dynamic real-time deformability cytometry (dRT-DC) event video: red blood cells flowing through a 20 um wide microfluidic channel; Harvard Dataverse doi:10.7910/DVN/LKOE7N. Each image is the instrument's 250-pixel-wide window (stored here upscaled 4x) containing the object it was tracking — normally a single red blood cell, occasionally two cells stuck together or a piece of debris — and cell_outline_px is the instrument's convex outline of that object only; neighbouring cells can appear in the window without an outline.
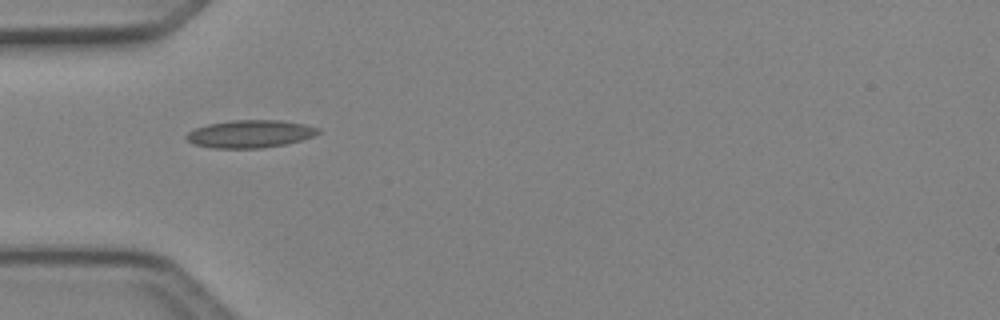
{"species": "Egyptian fruit bat (a non-hibernating species)", "species_latin": "Rousettus aegyptiacus", "temperature_condition": "cold", "stored_images_in_passage": 31, "camera_frame_rate_fps": 3000, "um_per_image_px": 0.085, "animal": {"sex": "female"}, "frame": {"image": 1, "passage_image": 1, "time_ms": 0.0, "image_size_px": [1000, 320], "cell_outline_px": [[320, 132], [312, 136], [300, 140], [284, 144], [260, 148], [212, 148], [192, 144], [184, 136], [188, 132], [196, 128], [208, 124], [232, 120], [280, 120], [304, 124], [320, 128]], "centroid_in_image_um": [21.23, 11.38], "position_along_channel_um": 63.8, "area_um2": 21.15}}
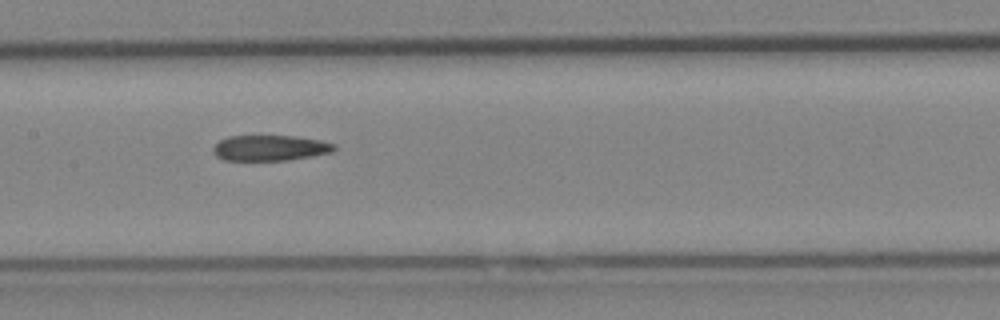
{"frame": {"image": 2, "passage_image": 10, "time_ms": 3.0, "image_size_px": [1000, 320], "cell_outline_px": [[336, 148], [332, 152], [288, 160], [224, 160], [216, 156], [212, 152], [212, 148], [220, 140], [228, 136], [296, 136], [320, 140], [336, 144]], "centroid_in_image_um": [22.94, 12.57], "position_along_channel_um": 184.5, "area_um2": 18.03}}
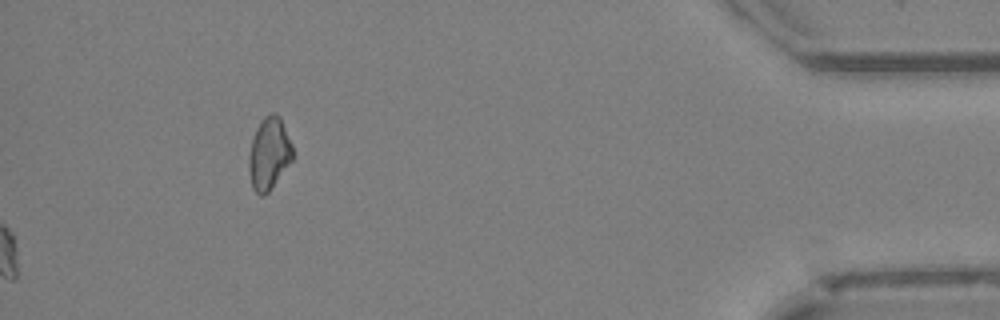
{"frame": {"image": 3, "passage_image": 31, "time_ms": 10.0, "image_size_px": [1000, 320], "cell_outline_px": [[292, 160], [268, 192], [264, 196], [260, 196], [252, 188], [248, 168], [248, 156], [252, 140], [256, 128], [260, 120], [268, 112], [276, 112], [280, 116], [292, 144]], "centroid_in_image_um": [22.85, 13.02], "position_along_channel_um": 412.4, "area_um2": 18.55}}